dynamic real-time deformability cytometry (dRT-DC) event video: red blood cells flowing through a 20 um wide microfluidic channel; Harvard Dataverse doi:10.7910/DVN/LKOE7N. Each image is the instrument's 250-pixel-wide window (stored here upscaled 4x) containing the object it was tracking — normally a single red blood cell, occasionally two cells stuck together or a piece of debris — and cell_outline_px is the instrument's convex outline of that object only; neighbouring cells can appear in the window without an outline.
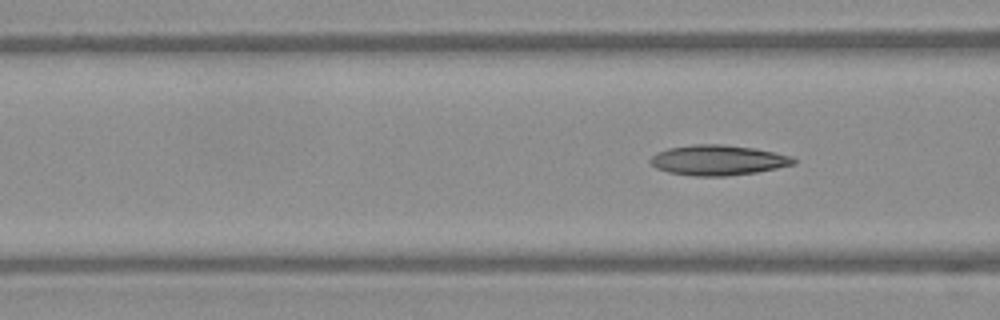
{"species": "Egyptian fruit bat (a non-hibernating species)", "species_latin": "Rousettus aegyptiacus", "temperature_condition": "warm", "stored_images_in_passage": 7, "segment_of_instrument_passage": [2, 2], "camera_frame_rate_fps": 3000, "um_per_image_px": 0.085, "frame": {"image": 1, "passage_image": 7, "time_ms": 2.0, "image_size_px": [1000, 320], "cell_outline_px": [[796, 164], [756, 172], [724, 176], [696, 176], [668, 172], [656, 168], [648, 160], [656, 152], [668, 148], [696, 144], [724, 144], [752, 148], [792, 156], [796, 160]], "centroid_in_image_um": [61.01, 13.61], "position_along_channel_um": 105.6, "area_um2": 25.09}}